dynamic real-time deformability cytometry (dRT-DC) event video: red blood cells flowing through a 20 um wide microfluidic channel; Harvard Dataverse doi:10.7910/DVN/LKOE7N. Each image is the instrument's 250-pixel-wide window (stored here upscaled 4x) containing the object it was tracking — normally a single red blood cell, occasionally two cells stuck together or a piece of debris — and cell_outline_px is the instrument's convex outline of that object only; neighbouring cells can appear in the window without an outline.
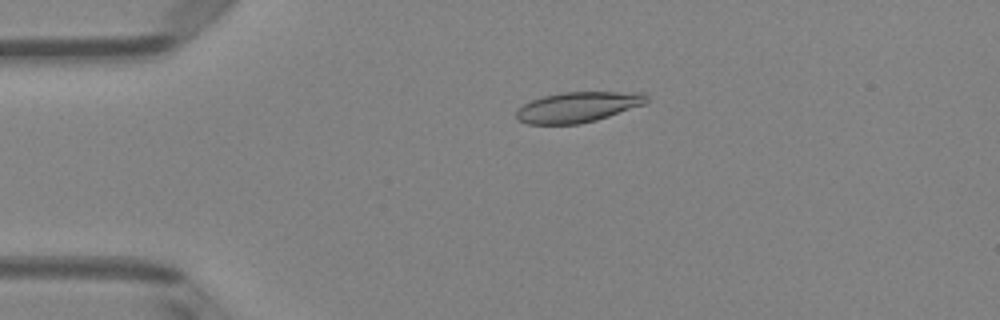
{"species": "Egyptian fruit bat (a non-hibernating species)", "species_latin": "Rousettus aegyptiacus", "temperature_condition": "room temperature", "stored_images_in_passage": 50, "camera_frame_rate_fps": 3000, "um_per_image_px": 0.085, "animal": {"sex": "female"}, "frame": {"image": 1, "passage_image": 11, "time_ms": 3.333, "image_size_px": [1000, 320], "cell_outline_px": [[648, 100], [644, 104], [596, 120], [580, 124], [528, 124], [520, 120], [516, 116], [516, 112], [524, 104], [532, 100], [544, 96], [560, 92], [644, 92], [648, 96]], "centroid_in_image_um": [49.14, 9.09], "position_along_channel_um": 35.9, "area_um2": 22.89}}
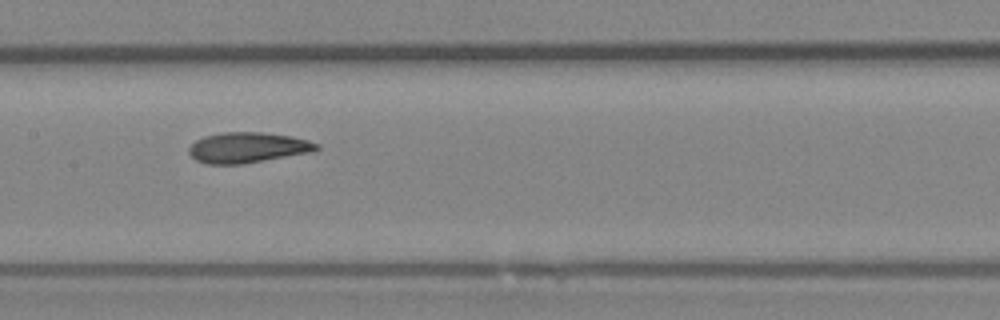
{"frame": {"image": 2, "passage_image": 25, "time_ms": 8.0, "image_size_px": [1000, 320], "cell_outline_px": [[320, 148], [312, 152], [244, 164], [208, 164], [196, 160], [188, 152], [188, 148], [196, 140], [204, 136], [220, 132], [264, 132], [292, 136], [308, 140], [320, 144]], "centroid_in_image_um": [21.07, 12.54], "position_along_channel_um": 186.3, "area_um2": 22.89}}
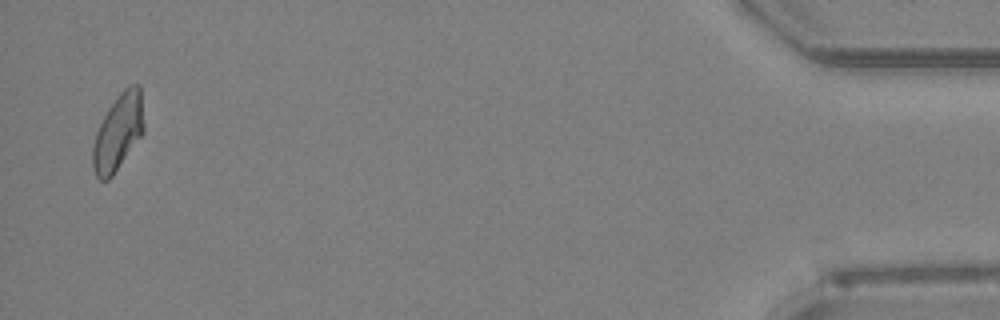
{"frame": {"image": 3, "passage_image": 49, "time_ms": 16.0, "image_size_px": [1000, 320], "cell_outline_px": [[144, 132], [112, 176], [108, 180], [100, 180], [96, 176], [92, 168], [92, 148], [96, 132], [104, 116], [120, 92], [128, 84], [140, 84], [144, 124]], "centroid_in_image_um": [10.04, 11.24], "position_along_channel_um": 425.2, "area_um2": 22.66}, "authors_computed_cell_mechanics": {"area_um2": 22.8599, "velocity_mm_per_s": 4.05, "shape_relaxation_time_tau1_ms": 9.4458, "shape_relaxation_time_tau2_ms": 3.2975, "deformation_change_tau1": 0.2089, "deformation_change_tau2": 0.1039}}